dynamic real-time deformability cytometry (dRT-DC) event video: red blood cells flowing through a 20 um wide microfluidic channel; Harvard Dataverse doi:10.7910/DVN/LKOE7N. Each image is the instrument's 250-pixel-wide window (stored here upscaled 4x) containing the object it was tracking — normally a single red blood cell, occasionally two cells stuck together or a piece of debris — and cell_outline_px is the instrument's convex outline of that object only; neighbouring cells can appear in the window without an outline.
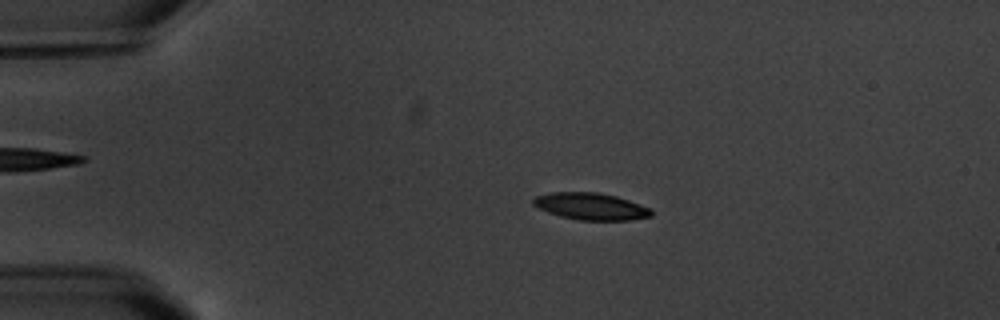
{"species": "common noctule bat (a hibernating species)", "species_latin": "Nyctalus noctula", "temperature_condition": "warm", "stored_images_in_passage": 7, "camera_frame_rate_fps": 3000, "um_per_image_px": 0.085, "animal": {"sex": "male", "body_mass_g": 20.1, "forearm_length_mm": 53.5}, "frame": {"image": 1, "passage_image": 3, "time_ms": 2.333, "image_size_px": [1000, 320], "cell_outline_px": [[652, 216], [628, 220], [580, 220], [560, 216], [548, 212], [532, 204], [532, 200], [536, 196], [552, 192], [600, 192], [616, 196], [652, 208]], "centroid_in_image_um": [50.24, 17.53], "position_along_channel_um": 34.8, "area_um2": 18.5}}
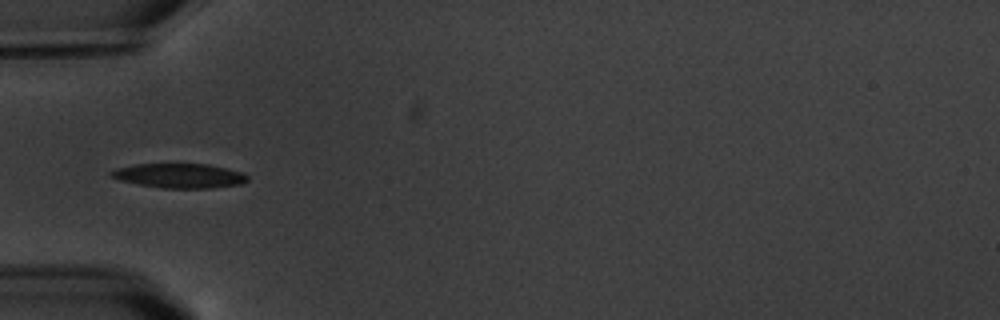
{"frame": {"image": 2, "passage_image": 5, "time_ms": 4.667, "image_size_px": [1000, 320], "cell_outline_px": [[248, 180], [244, 184], [212, 188], [164, 188], [136, 184], [120, 180], [108, 176], [108, 172], [116, 168], [132, 164], [208, 164], [228, 168], [244, 172], [248, 176]], "centroid_in_image_um": [15.26, 14.93], "position_along_channel_um": 69.7, "area_um2": 19.83}}
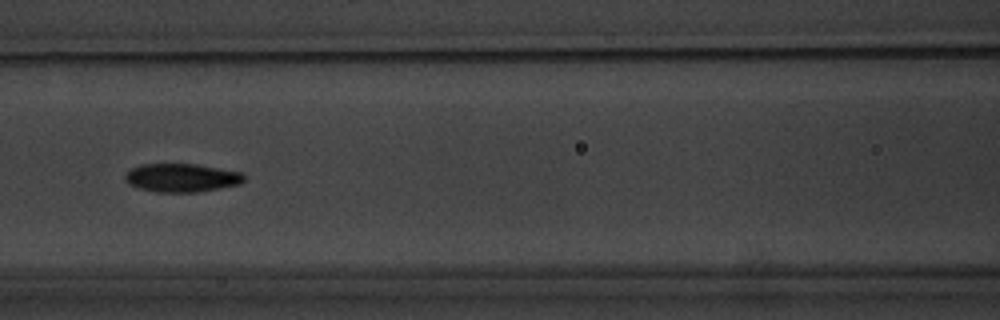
{"frame": {"image": 3, "passage_image": 7, "time_ms": 7.0, "image_size_px": [1000, 320], "cell_outline_px": [[244, 180], [240, 184], [220, 188], [196, 192], [156, 192], [140, 188], [128, 184], [124, 180], [124, 176], [132, 168], [140, 164], [196, 164], [244, 172]], "centroid_in_image_um": [15.45, 15.1], "position_along_channel_um": 151.2, "area_um2": 19.77}}